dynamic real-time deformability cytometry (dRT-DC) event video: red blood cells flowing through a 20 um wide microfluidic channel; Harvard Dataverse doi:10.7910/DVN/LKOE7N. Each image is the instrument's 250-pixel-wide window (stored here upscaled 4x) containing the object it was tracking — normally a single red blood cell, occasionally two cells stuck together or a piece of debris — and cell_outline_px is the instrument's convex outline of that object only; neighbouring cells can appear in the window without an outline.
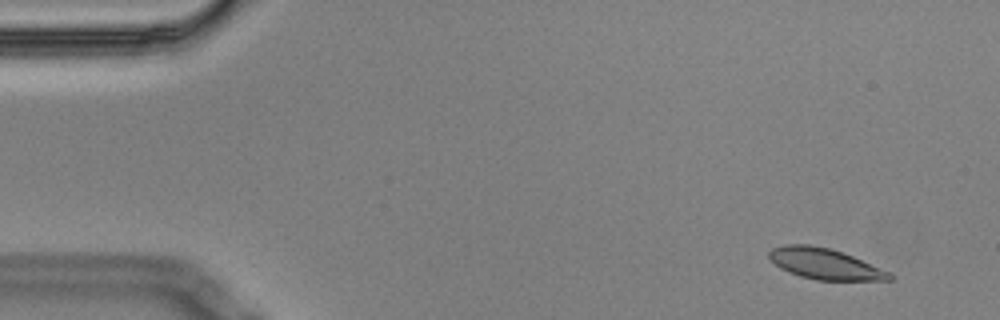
{"species": "Egyptian fruit bat (a non-hibernating species)", "species_latin": "Rousettus aegyptiacus", "temperature_condition": "cold", "stored_images_in_passage": 6, "camera_frame_rate_fps": 3000, "um_per_image_px": 0.085, "animal": {"sex": "male"}, "frame": {"image": 1, "passage_image": 2, "time_ms": 0.333, "image_size_px": [1000, 320], "cell_outline_px": [[892, 280], [816, 280], [800, 276], [788, 272], [780, 268], [768, 256], [768, 252], [772, 248], [784, 244], [808, 244], [828, 248], [852, 256], [892, 272]], "centroid_in_image_um": [70.11, 22.43], "position_along_channel_um": 14.9, "area_um2": 21.56}}